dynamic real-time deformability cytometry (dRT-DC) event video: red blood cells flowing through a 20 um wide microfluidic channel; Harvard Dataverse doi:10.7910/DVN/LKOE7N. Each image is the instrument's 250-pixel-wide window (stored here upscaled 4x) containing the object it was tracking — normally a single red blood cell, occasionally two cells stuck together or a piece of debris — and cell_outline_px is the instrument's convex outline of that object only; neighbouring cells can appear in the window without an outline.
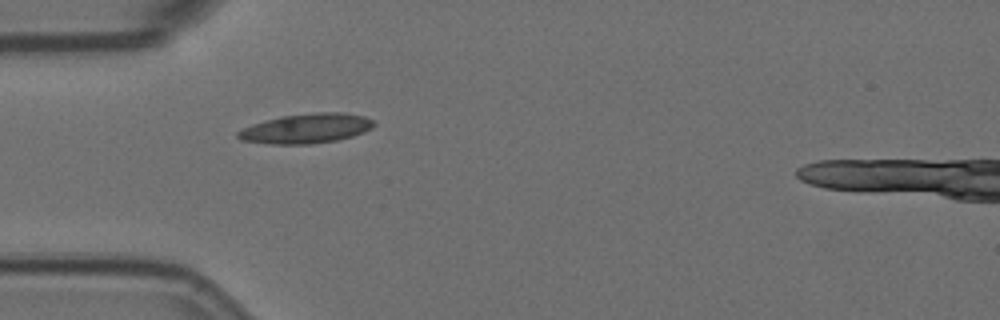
{"species": "Egyptian fruit bat (a non-hibernating species)", "species_latin": "Rousettus aegyptiacus", "temperature_condition": "room temperature", "stored_images_in_passage": 1, "camera_frame_rate_fps": 3000, "um_per_image_px": 0.085, "animal": {"sex": "female"}, "frame": {"image": 1, "passage_image": 1, "time_ms": 0.0, "image_size_px": [1000, 320], "cell_outline_px": [[376, 124], [372, 128], [364, 132], [352, 136], [336, 140], [312, 144], [272, 144], [240, 140], [236, 136], [236, 132], [252, 124], [264, 120], [280, 116], [316, 112], [344, 112], [364, 116], [372, 120]], "centroid_in_image_um": [26.03, 10.91], "position_along_channel_um": 59.0, "area_um2": 23.64}}